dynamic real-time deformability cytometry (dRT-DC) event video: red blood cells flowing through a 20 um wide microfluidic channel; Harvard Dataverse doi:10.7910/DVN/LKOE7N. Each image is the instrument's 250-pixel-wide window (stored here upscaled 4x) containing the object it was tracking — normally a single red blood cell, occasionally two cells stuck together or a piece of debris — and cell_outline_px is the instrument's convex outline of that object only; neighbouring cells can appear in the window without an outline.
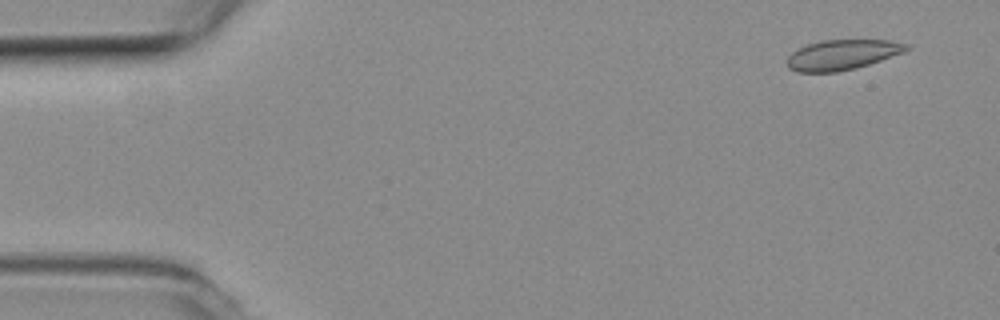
{"species": "common noctule bat (a hibernating species)", "species_latin": "Nyctalus noctula", "temperature_condition": "room temperature", "stored_images_in_passage": 4, "camera_frame_rate_fps": 3000, "um_per_image_px": 0.085, "animal": {"sex": "female", "body_mass_g": 19.3, "forearm_length_mm": 54.1}, "frame": {"image": 1, "passage_image": 1, "time_ms": 0.0, "image_size_px": [1000, 320], "cell_outline_px": [[912, 48], [904, 52], [856, 68], [836, 72], [796, 72], [788, 68], [784, 64], [784, 60], [792, 52], [808, 44], [820, 40], [892, 40], [908, 44]], "centroid_in_image_um": [71.56, 4.65], "position_along_channel_um": 13.4, "area_um2": 21.15}}